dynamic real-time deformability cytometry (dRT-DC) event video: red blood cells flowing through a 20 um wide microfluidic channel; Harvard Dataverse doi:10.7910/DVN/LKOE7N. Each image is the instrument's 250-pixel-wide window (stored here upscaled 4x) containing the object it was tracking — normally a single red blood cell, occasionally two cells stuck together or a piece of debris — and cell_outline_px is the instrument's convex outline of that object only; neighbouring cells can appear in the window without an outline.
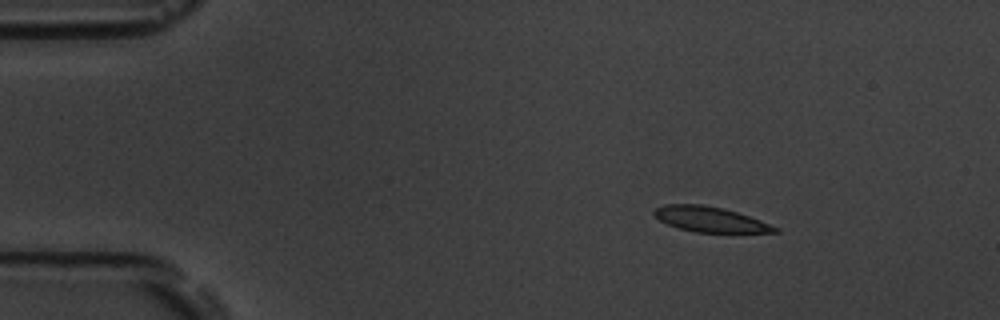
{"species": "common noctule bat (a hibernating species)", "species_latin": "Nyctalus noctula", "temperature_condition": "room temperature", "stored_images_in_passage": 50, "segment_of_instrument_passage": [1, 2], "camera_frame_rate_fps": 3000, "um_per_image_px": 0.085, "animal": {"sex": "male", "body_mass_g": 19.5, "forearm_length_mm": 54.6}, "frame": {"image": 1, "passage_image": 1, "time_ms": 0.0, "image_size_px": [1000, 320], "cell_outline_px": [[780, 232], [696, 232], [680, 228], [668, 224], [652, 216], [652, 212], [656, 208], [664, 204], [704, 204], [724, 208], [760, 220], [780, 228]], "centroid_in_image_um": [60.33, 18.63], "position_along_channel_um": 24.7, "area_um2": 17.69}}
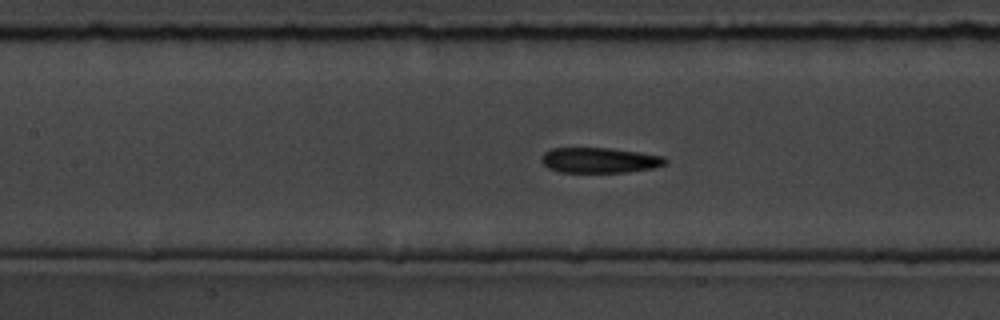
{"frame": {"image": 2, "passage_image": 18, "time_ms": 5.667, "image_size_px": [1000, 320], "cell_outline_px": [[668, 164], [652, 168], [628, 172], [560, 172], [548, 168], [540, 160], [544, 152], [552, 148], [608, 148], [664, 156], [668, 160]], "centroid_in_image_um": [50.97, 13.62], "position_along_channel_um": 156.4, "area_um2": 18.26}}
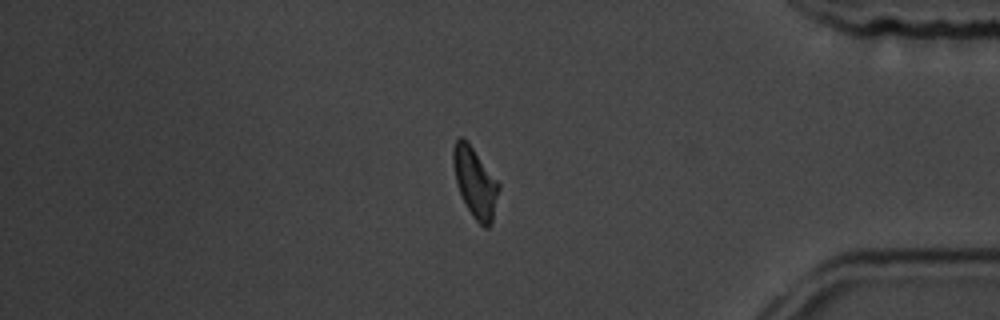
{"frame": {"image": 3, "passage_image": 40, "time_ms": 13.0, "image_size_px": [1000, 320], "cell_outline_px": [[500, 188], [492, 224], [488, 228], [484, 228], [472, 216], [460, 192], [456, 180], [452, 160], [452, 148], [456, 140], [460, 136], [472, 148], [500, 184]], "centroid_in_image_um": [40.4, 15.56], "position_along_channel_um": 394.8, "area_um2": 18.21}}